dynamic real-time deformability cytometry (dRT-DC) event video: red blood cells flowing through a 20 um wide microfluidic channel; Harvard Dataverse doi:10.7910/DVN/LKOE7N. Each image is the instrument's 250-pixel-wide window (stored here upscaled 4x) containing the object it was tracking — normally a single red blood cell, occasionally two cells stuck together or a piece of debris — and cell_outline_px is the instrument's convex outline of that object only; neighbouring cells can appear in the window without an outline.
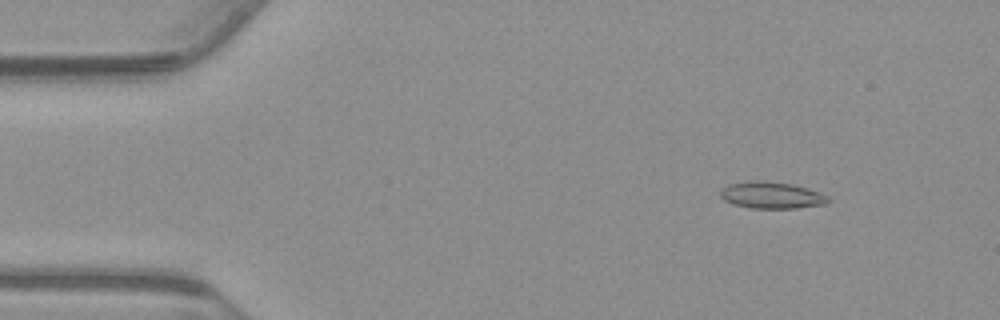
{"species": "common noctule bat (a hibernating species)", "species_latin": "Nyctalus noctula", "temperature_condition": "warm", "stored_images_in_passage": 55, "camera_frame_rate_fps": 3000, "um_per_image_px": 0.085, "animal": {"sex": "male", "body_mass_g": 23.1, "forearm_length_mm": 52.7}, "frame": {"image": 1, "passage_image": 7, "time_ms": 2.0, "image_size_px": [1000, 320], "cell_outline_px": [[828, 204], [796, 208], [748, 208], [732, 204], [724, 200], [720, 196], [720, 192], [728, 184], [764, 180], [792, 184], [828, 196]], "centroid_in_image_um": [65.55, 16.61], "position_along_channel_um": 19.4, "area_um2": 16.53}}
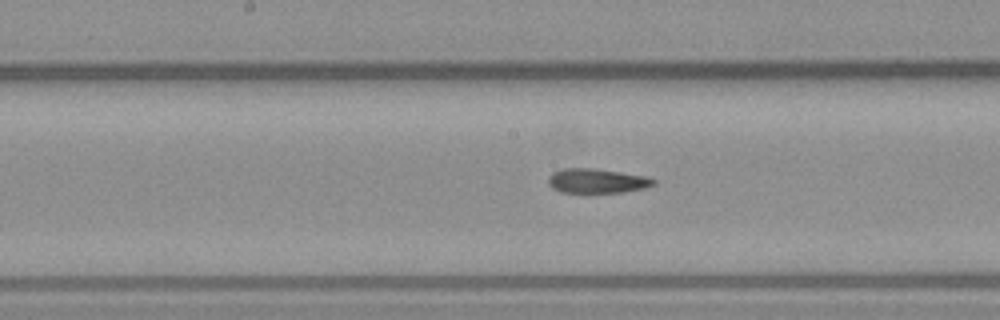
{"frame": {"image": 2, "passage_image": 28, "time_ms": 9.0, "image_size_px": [1000, 320], "cell_outline_px": [[656, 184], [644, 188], [624, 192], [560, 192], [552, 188], [548, 184], [548, 176], [552, 172], [564, 168], [592, 168], [648, 176], [656, 180]], "centroid_in_image_um": [50.73, 15.37], "position_along_channel_um": 197.5, "area_um2": 15.09}}
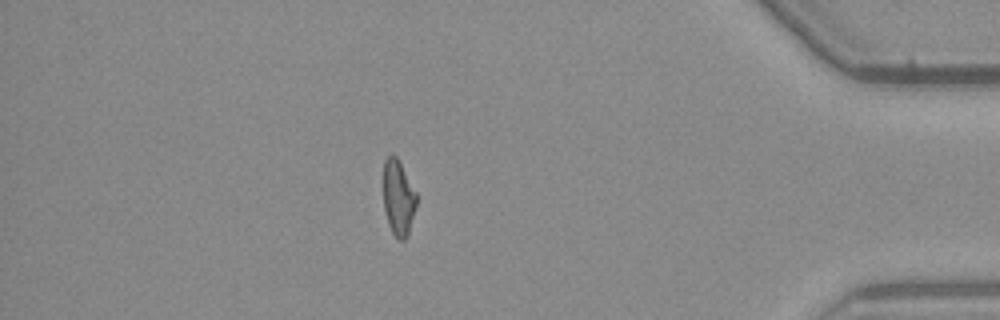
{"frame": {"image": 3, "passage_image": 48, "time_ms": 15.667, "image_size_px": [1000, 320], "cell_outline_px": [[416, 208], [408, 236], [404, 240], [400, 240], [392, 232], [388, 224], [384, 208], [384, 160], [392, 152], [396, 156], [416, 192]], "centroid_in_image_um": [33.86, 16.82], "position_along_channel_um": 401.3, "area_um2": 14.51}, "authors_computed_cell_mechanics": {"area_um2": 15.6638, "velocity_mm_per_s": 3.7572, "shape_relaxation_time_tau1_ms": null, "shape_relaxation_time_tau2_ms": 3.8768, "deformation_change_tau1": null, "deformation_change_tau2": 0.1296}}